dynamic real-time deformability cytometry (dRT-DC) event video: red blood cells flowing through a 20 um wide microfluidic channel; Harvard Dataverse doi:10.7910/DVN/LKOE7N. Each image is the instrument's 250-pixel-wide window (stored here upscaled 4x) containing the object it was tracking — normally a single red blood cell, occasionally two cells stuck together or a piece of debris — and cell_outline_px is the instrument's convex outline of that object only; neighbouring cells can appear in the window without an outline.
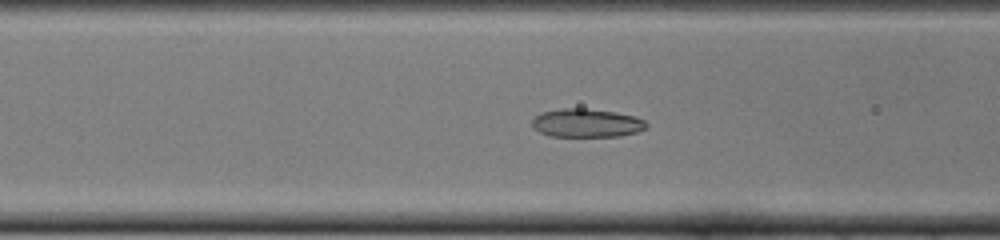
{"species": "common noctule bat (a hibernating species)", "species_latin": "Nyctalus noctula", "temperature_condition": "cold", "stored_images_in_passage": 51, "camera_frame_rate_fps": 3000, "um_per_image_px": 0.085, "animal": {"sex": "female", "body_mass_g": 22.0, "forearm_length_mm": 56.7}, "frame": {"image": 1, "passage_image": 20, "time_ms": 6.333, "image_size_px": [1000, 240], "cell_outline_px": [[648, 128], [636, 132], [620, 136], [552, 136], [540, 132], [532, 128], [532, 120], [540, 112], [560, 108], [584, 108], [616, 112], [636, 116], [644, 120], [648, 124]], "centroid_in_image_um": [49.87, 10.44], "position_along_channel_um": 116.7, "area_um2": 19.13}}
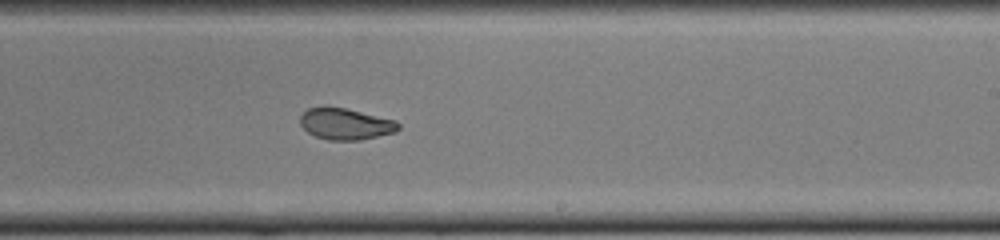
{"frame": {"image": 2, "passage_image": 31, "time_ms": 10.0, "image_size_px": [1000, 240], "cell_outline_px": [[400, 128], [396, 132], [360, 140], [328, 140], [316, 136], [308, 132], [300, 124], [300, 116], [308, 108], [324, 104], [328, 104], [396, 120], [400, 124]], "centroid_in_image_um": [29.35, 10.5], "position_along_channel_um": 259.6, "area_um2": 18.32}}
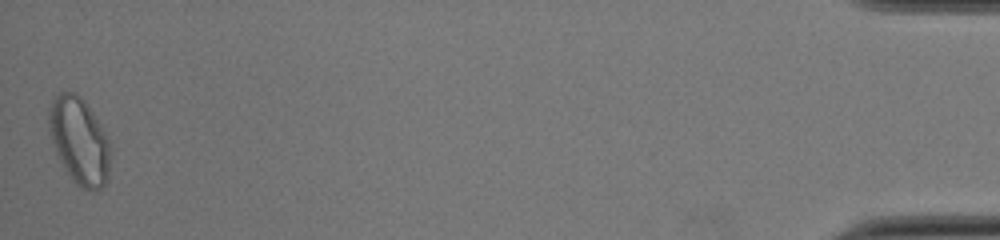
{"frame": {"image": 3, "passage_image": 51, "time_ms": 16.667, "image_size_px": [1000, 240], "cell_outline_px": [[112, 148], [108, 180], [96, 192], [80, 188], [72, 180], [60, 160], [56, 152], [48, 128], [48, 108], [52, 100], [60, 92], [76, 92], [84, 100], [92, 112], [112, 144]], "centroid_in_image_um": [6.77, 11.99], "position_along_channel_um": 428.4, "area_um2": 31.44}, "authors_computed_cell_mechanics": {"area_um2": 19.5364, "velocity_mm_per_s": 3.9134, "shape_relaxation_time_tau1_ms": 7.3594, "shape_relaxation_time_tau2_ms": 1.5107, "deformation_change_tau1": 0.2197, "deformation_change_tau2": 0.0716}}